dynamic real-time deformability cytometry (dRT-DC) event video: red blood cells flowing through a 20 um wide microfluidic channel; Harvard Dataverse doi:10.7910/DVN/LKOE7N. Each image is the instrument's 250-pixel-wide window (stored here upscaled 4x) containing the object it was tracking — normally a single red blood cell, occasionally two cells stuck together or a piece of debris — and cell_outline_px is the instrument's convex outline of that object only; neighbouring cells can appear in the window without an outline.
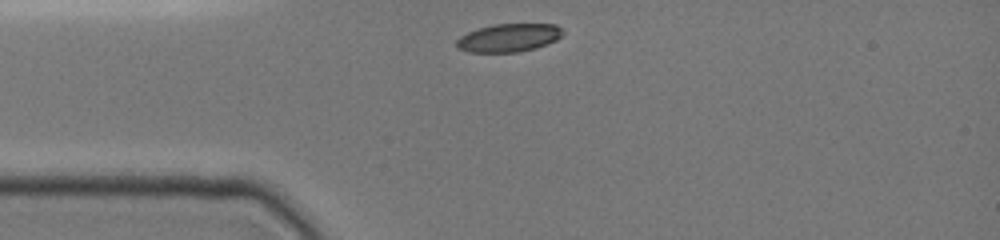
{"species": "common noctule bat (a hibernating species)", "species_latin": "Nyctalus noctula", "temperature_condition": "cold", "stored_images_in_passage": 14, "camera_frame_rate_fps": 3000, "um_per_image_px": 0.085, "animal": {"sex": "female", "body_mass_g": 19.0, "forearm_length_mm": 51.5}, "frame": {"image": 1, "passage_image": 1, "time_ms": 0.0, "image_size_px": [1000, 240], "cell_outline_px": [[564, 32], [556, 40], [536, 48], [520, 52], [468, 52], [456, 48], [456, 40], [460, 36], [468, 32], [492, 24], [556, 24]], "centroid_in_image_um": [43.22, 3.21], "position_along_channel_um": 41.8, "area_um2": 17.46}}
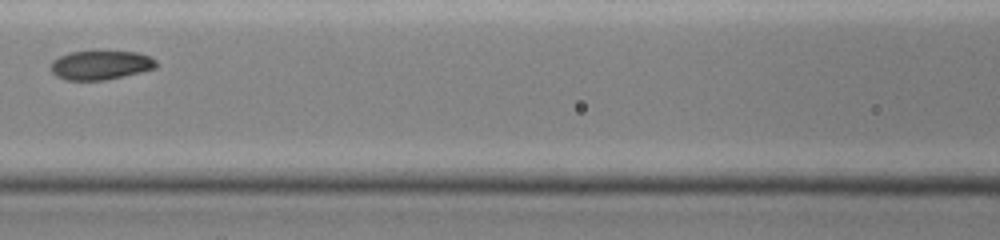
{"frame": {"image": 2, "passage_image": 7, "time_ms": 3.333, "image_size_px": [1000, 240], "cell_outline_px": [[156, 68], [124, 76], [104, 80], [68, 80], [56, 76], [52, 72], [52, 60], [60, 56], [72, 52], [136, 52], [152, 56], [156, 60]], "centroid_in_image_um": [8.58, 5.54], "position_along_channel_um": 158.0, "area_um2": 17.63}}
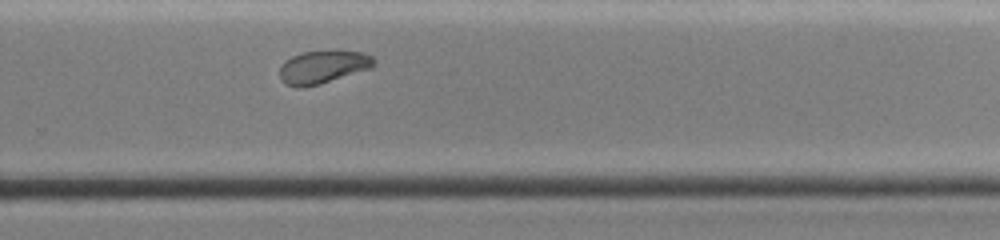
{"frame": {"image": 3, "passage_image": 14, "time_ms": 7.0, "image_size_px": [1000, 240], "cell_outline_px": [[376, 64], [372, 68], [320, 84], [304, 88], [296, 88], [284, 84], [280, 80], [280, 64], [292, 56], [304, 52], [364, 52], [372, 56], [376, 60]], "centroid_in_image_um": [27.43, 5.73], "position_along_channel_um": 302.4, "area_um2": 18.09}}